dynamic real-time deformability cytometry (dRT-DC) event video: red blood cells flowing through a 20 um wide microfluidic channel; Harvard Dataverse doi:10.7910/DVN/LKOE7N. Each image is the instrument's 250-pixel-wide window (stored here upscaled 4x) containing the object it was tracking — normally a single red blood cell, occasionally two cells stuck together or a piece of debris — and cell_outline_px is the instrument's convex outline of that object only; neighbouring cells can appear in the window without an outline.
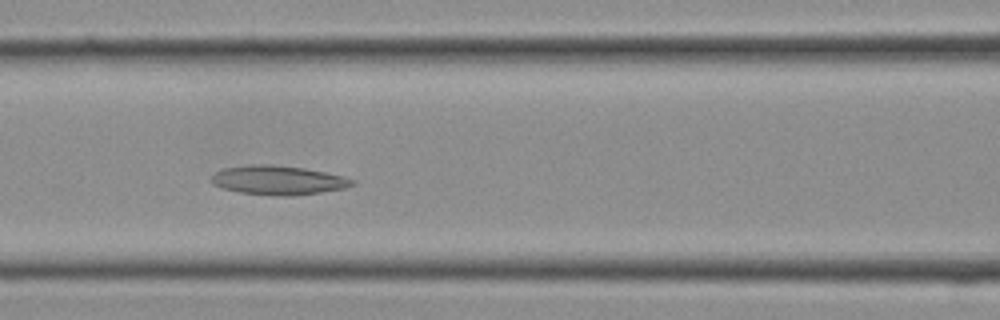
{"species": "Egyptian fruit bat (a non-hibernating species)", "species_latin": "Rousettus aegyptiacus", "temperature_condition": "cold", "stored_images_in_passage": 13, "camera_frame_rate_fps": 3000, "um_per_image_px": 0.085, "frame": {"image": 1, "passage_image": 8, "time_ms": 2.333, "image_size_px": [1000, 320], "cell_outline_px": [[356, 184], [344, 188], [296, 196], [280, 196], [240, 192], [220, 188], [212, 184], [212, 176], [216, 172], [224, 168], [248, 164], [272, 164], [304, 168], [344, 176], [356, 180]], "centroid_in_image_um": [23.65, 15.31], "position_along_channel_um": 142.9, "area_um2": 24.04}}
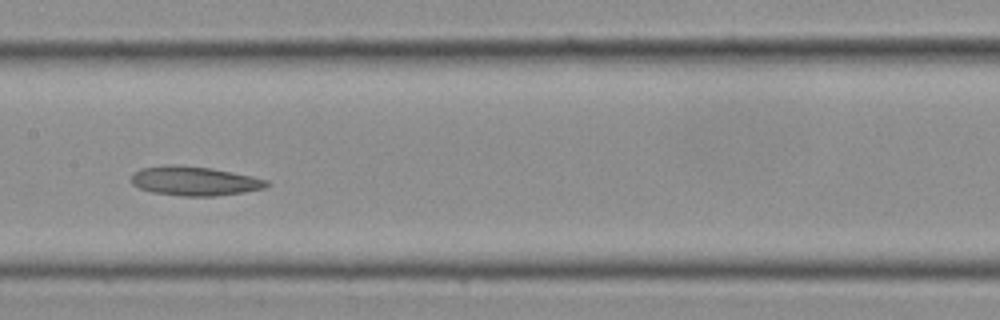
{"frame": {"image": 2, "passage_image": 10, "time_ms": 3.0, "image_size_px": [1000, 320], "cell_outline_px": [[272, 184], [264, 188], [244, 192], [216, 196], [184, 196], [152, 192], [140, 188], [132, 184], [132, 172], [140, 168], [168, 164], [172, 164], [212, 168], [252, 176], [268, 180]], "centroid_in_image_um": [16.54, 15.38], "position_along_channel_um": 190.9, "area_um2": 23.18}}
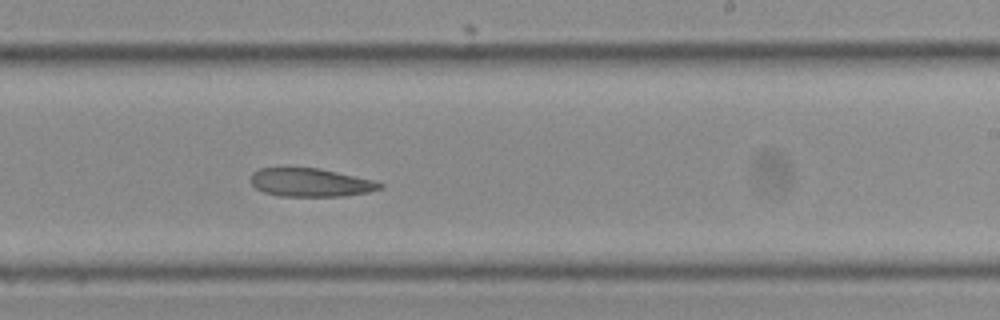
{"frame": {"image": 3, "passage_image": 13, "time_ms": 4.0, "image_size_px": [1000, 320], "cell_outline_px": [[384, 188], [368, 192], [344, 196], [280, 196], [264, 192], [256, 188], [248, 180], [252, 172], [260, 168], [320, 168], [376, 180], [384, 184]], "centroid_in_image_um": [26.42, 15.51], "position_along_channel_um": 262.6, "area_um2": 21.62}}